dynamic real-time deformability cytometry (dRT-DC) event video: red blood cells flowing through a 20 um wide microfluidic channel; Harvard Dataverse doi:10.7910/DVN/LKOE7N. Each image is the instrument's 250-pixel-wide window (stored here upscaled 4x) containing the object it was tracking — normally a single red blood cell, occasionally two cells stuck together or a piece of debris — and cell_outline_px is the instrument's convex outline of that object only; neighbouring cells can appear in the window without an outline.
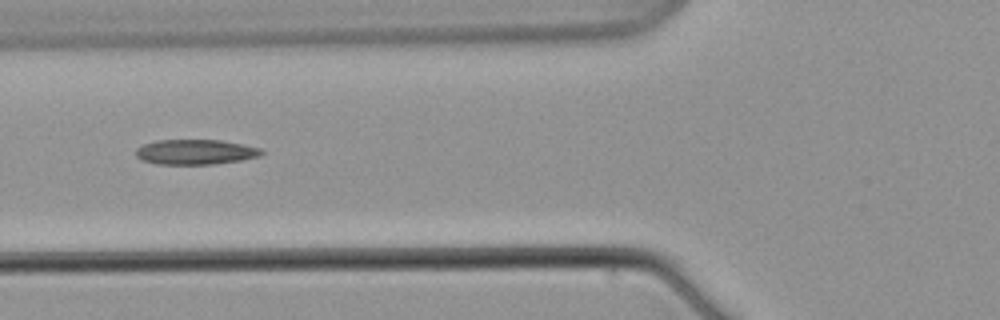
{"species": "common noctule bat (a hibernating species)", "species_latin": "Nyctalus noctula", "temperature_condition": "warm", "stored_images_in_passage": 9, "camera_frame_rate_fps": 3000, "um_per_image_px": 0.085, "animal": {"sex": "male", "body_mass_g": 21.5, "forearm_length_mm": 52.0}, "frame": {"image": 1, "passage_image": 8, "time_ms": 9.333, "image_size_px": [1000, 320], "cell_outline_px": [[264, 152], [260, 156], [240, 160], [212, 164], [156, 164], [140, 160], [136, 156], [136, 148], [144, 144], [156, 140], [220, 140], [260, 148]], "centroid_in_image_um": [16.57, 12.92], "position_along_channel_um": 109.2, "area_um2": 18.26}}